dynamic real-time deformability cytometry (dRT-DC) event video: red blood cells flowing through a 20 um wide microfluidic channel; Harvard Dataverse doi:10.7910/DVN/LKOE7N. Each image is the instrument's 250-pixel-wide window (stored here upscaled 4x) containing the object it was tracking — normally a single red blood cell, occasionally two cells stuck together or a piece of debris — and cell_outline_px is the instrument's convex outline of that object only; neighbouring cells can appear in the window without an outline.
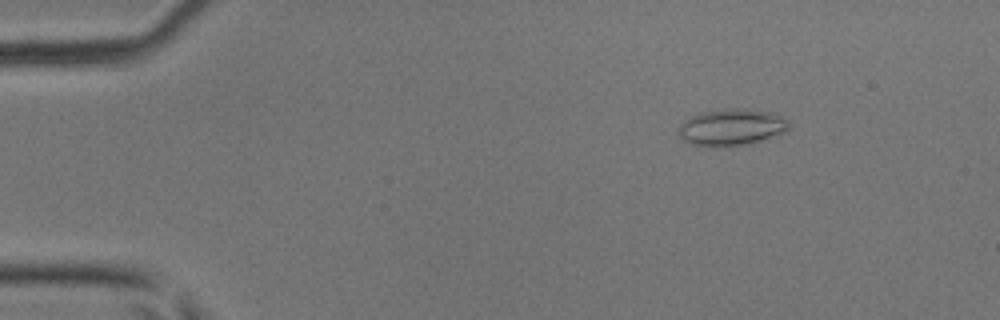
{"species": "common noctule bat (a hibernating species)", "species_latin": "Nyctalus noctula", "temperature_condition": "room temperature", "stored_images_in_passage": 7, "camera_frame_rate_fps": 3000, "um_per_image_px": 0.085, "animal": {"sex": "male", "body_mass_g": 17.9, "forearm_length_mm": 54.2}, "frame": {"image": 1, "passage_image": 5, "time_ms": 1.333, "image_size_px": [1000, 320], "cell_outline_px": [[788, 132], [768, 140], [744, 144], [716, 148], [692, 144], [684, 140], [680, 136], [676, 128], [684, 120], [700, 112], [728, 108], [740, 108], [772, 112], [788, 120]], "centroid_in_image_um": [62.2, 10.83], "position_along_channel_um": 22.8, "area_um2": 24.1}}